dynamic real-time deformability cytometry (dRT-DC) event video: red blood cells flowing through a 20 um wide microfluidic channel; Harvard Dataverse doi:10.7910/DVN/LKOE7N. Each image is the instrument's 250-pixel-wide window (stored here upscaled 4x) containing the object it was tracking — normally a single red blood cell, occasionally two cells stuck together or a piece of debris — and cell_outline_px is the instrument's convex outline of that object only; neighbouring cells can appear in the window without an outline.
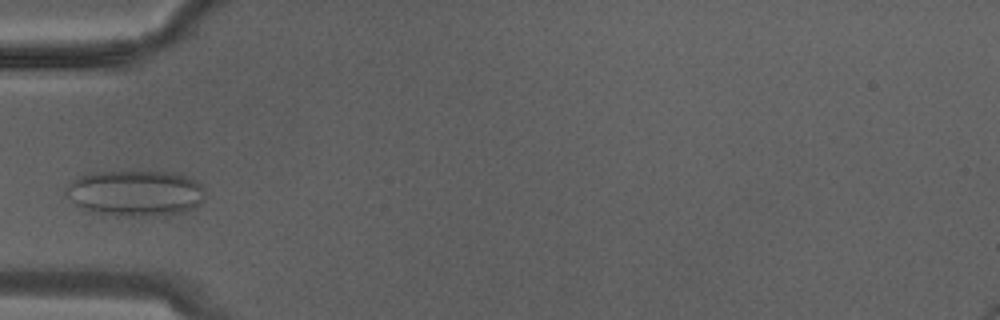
{"species": "Egyptian fruit bat (a non-hibernating species)", "species_latin": "Rousettus aegyptiacus", "temperature_condition": "warm", "stored_images_in_passage": 10, "camera_frame_rate_fps": 3000, "um_per_image_px": 0.085, "animal": {"sex": "male"}, "frame": {"image": 1, "passage_image": 7, "time_ms": 2.0, "image_size_px": [1000, 320], "cell_outline_px": [[204, 196], [200, 204], [184, 212], [164, 216], [120, 216], [92, 212], [80, 208], [68, 196], [64, 188], [76, 176], [92, 172], [132, 168], [172, 172], [188, 176], [196, 180], [204, 188]], "centroid_in_image_um": [11.5, 16.36], "position_along_channel_um": 73.5, "area_um2": 38.78}}